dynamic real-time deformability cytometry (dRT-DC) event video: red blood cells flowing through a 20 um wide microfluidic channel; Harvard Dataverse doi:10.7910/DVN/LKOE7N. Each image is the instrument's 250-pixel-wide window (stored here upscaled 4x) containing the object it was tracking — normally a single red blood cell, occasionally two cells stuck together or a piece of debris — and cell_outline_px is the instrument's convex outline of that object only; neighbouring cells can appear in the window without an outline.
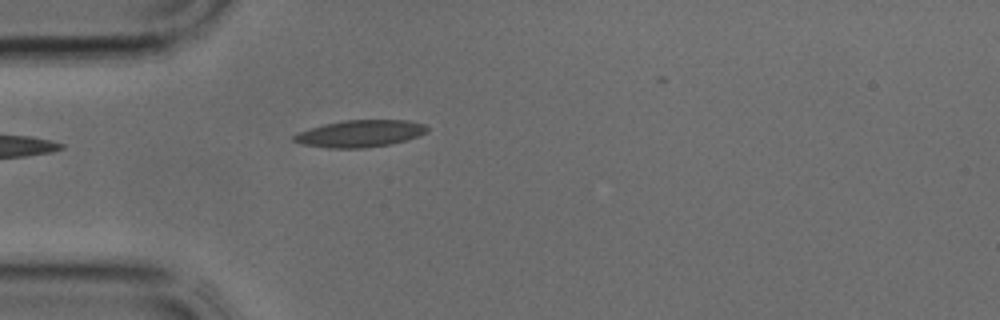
{"species": "common noctule bat (a hibernating species)", "species_latin": "Nyctalus noctula", "temperature_condition": "cold", "stored_images_in_passage": 12, "camera_frame_rate_fps": 3000, "um_per_image_px": 0.085, "animal": {"sex": "male", "body_mass_g": 17.9, "forearm_length_mm": 54.2}, "frame": {"image": 1, "passage_image": 1, "time_ms": 0.0, "image_size_px": [1000, 320], "cell_outline_px": [[428, 132], [420, 136], [408, 140], [392, 144], [364, 148], [328, 148], [300, 144], [292, 140], [292, 136], [296, 132], [324, 124], [344, 120], [408, 120], [424, 124], [428, 128]], "centroid_in_image_um": [30.6, 11.36], "position_along_channel_um": 54.4, "area_um2": 21.27}}
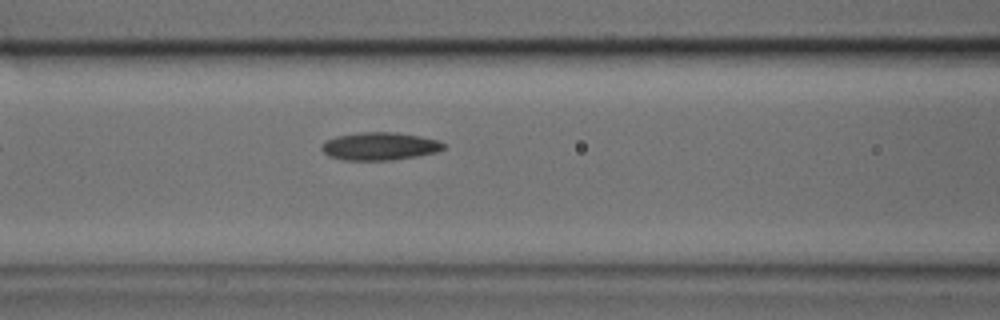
{"frame": {"image": 2, "passage_image": 6, "time_ms": 1.667, "image_size_px": [1000, 320], "cell_outline_px": [[448, 144], [444, 148], [436, 152], [416, 156], [392, 160], [344, 160], [328, 156], [320, 148], [320, 144], [324, 140], [336, 136], [360, 132], [392, 132], [420, 136], [440, 140]], "centroid_in_image_um": [32.26, 12.42], "position_along_channel_um": 134.3, "area_um2": 20.0}}